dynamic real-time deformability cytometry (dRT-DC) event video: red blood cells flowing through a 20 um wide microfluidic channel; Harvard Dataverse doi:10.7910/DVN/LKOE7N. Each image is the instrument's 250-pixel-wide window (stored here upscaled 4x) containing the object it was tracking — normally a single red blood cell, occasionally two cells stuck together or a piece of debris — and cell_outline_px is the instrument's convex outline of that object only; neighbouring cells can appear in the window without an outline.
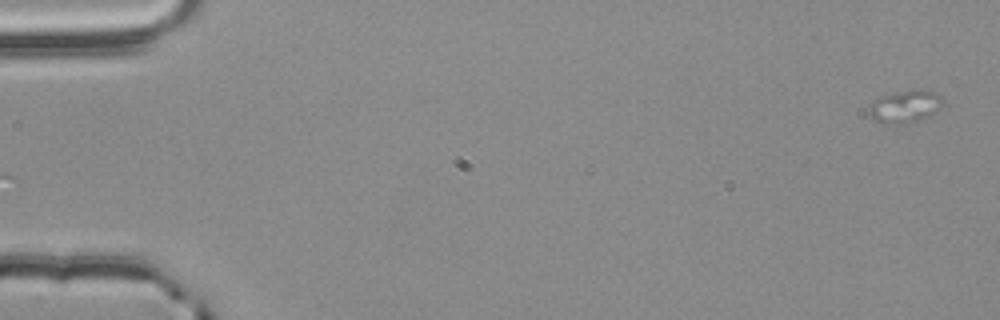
{"species": "common noctule bat (a hibernating species)", "species_latin": "Nyctalus noctula", "temperature_condition": "room temperature", "stored_images_in_passage": 15, "camera_frame_rate_fps": 3000, "um_per_image_px": 0.085, "animal": {"sex": "male", "body_mass_g": 20.4}, "frame": {"image": 1, "passage_image": 1, "time_ms": 0.0, "image_size_px": [1000, 320], "cell_outline_px": [[944, 100], [940, 108], [936, 112], [928, 116], [916, 120], [896, 124], [888, 124], [876, 120], [868, 112], [872, 100], [880, 96], [896, 92], [916, 88], [932, 92], [940, 96]], "centroid_in_image_um": [76.93, 9.02], "position_along_channel_um": 8.1, "area_um2": 13.81}}